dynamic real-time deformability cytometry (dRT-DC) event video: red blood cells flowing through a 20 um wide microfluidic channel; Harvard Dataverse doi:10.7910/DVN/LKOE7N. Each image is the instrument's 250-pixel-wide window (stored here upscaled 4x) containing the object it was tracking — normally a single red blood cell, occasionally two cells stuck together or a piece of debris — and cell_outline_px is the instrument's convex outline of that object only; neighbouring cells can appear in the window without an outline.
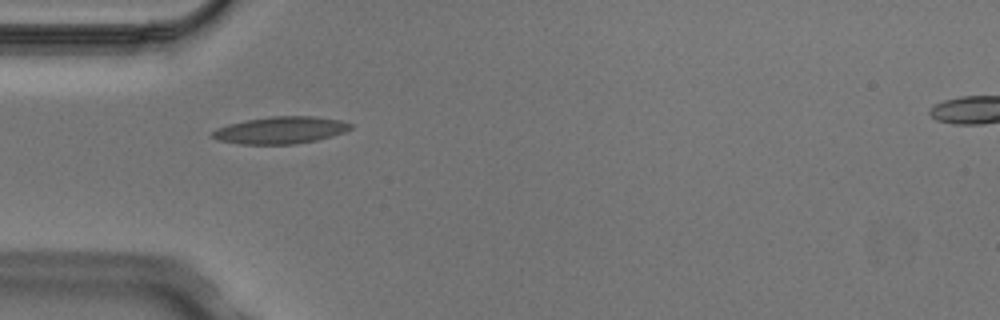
{"species": "Egyptian fruit bat (a non-hibernating species)", "species_latin": "Rousettus aegyptiacus", "temperature_condition": "cold", "stored_images_in_passage": 6, "camera_frame_rate_fps": 3000, "um_per_image_px": 0.085, "animal": {"sex": "male"}, "frame": {"image": 1, "passage_image": 5, "time_ms": 1.333, "image_size_px": [1000, 320], "cell_outline_px": [[352, 128], [344, 132], [332, 136], [316, 140], [296, 144], [240, 144], [216, 140], [212, 136], [212, 132], [216, 128], [228, 124], [248, 120], [272, 116], [312, 116], [340, 120], [352, 124]], "centroid_in_image_um": [23.84, 11.07], "position_along_channel_um": 61.2, "area_um2": 21.73}}
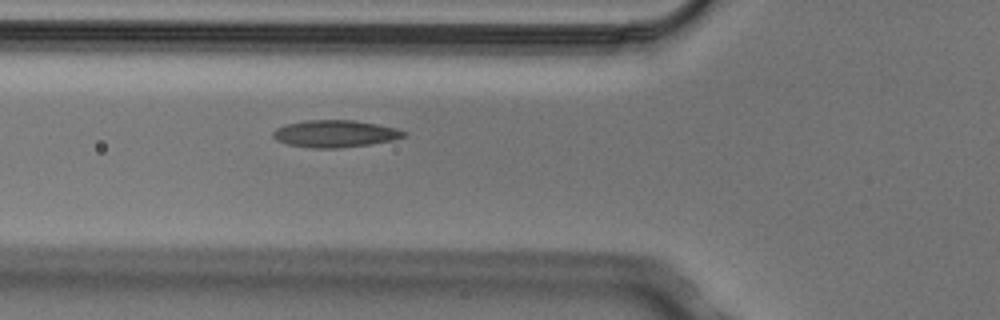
{"frame": {"image": 2, "passage_image": 6, "time_ms": 1.667, "image_size_px": [1000, 320], "cell_outline_px": [[408, 136], [392, 140], [368, 144], [340, 148], [312, 148], [288, 144], [276, 140], [272, 136], [272, 132], [276, 128], [284, 124], [304, 120], [352, 120], [376, 124], [396, 128], [408, 132]], "centroid_in_image_um": [28.47, 11.36], "position_along_channel_um": 97.3, "area_um2": 20.75}}